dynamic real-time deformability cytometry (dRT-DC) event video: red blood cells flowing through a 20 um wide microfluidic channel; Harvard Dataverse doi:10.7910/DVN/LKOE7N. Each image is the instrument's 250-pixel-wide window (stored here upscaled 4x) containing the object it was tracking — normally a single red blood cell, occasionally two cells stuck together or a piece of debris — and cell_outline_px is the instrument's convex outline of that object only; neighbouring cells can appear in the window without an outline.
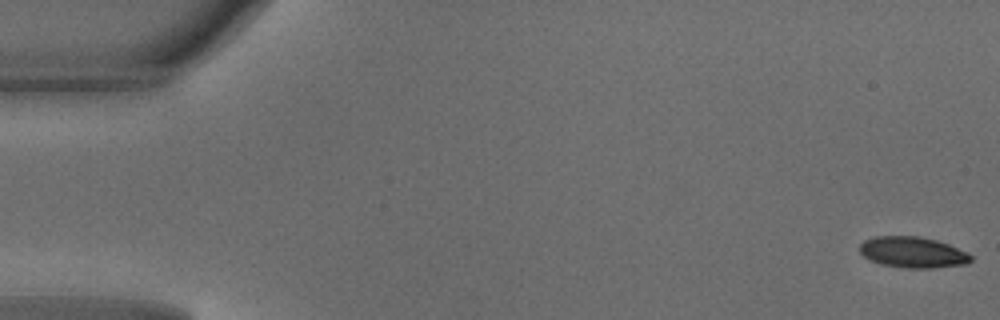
{"species": "common noctule bat (a hibernating species)", "species_latin": "Nyctalus noctula", "temperature_condition": "warm", "stored_images_in_passage": 24, "camera_frame_rate_fps": 3000, "um_per_image_px": 0.085, "animal": {"sex": "male", "body_mass_g": 18.8}, "frame": {"image": 1, "passage_image": 1, "time_ms": 0.0, "image_size_px": [1000, 320], "cell_outline_px": [[972, 260], [968, 264], [932, 268], [904, 268], [880, 264], [864, 256], [860, 252], [860, 244], [864, 240], [872, 236], [920, 236], [936, 240], [948, 244], [968, 252], [972, 256]], "centroid_in_image_um": [77.6, 21.44], "position_along_channel_um": 7.4, "area_um2": 20.23}}
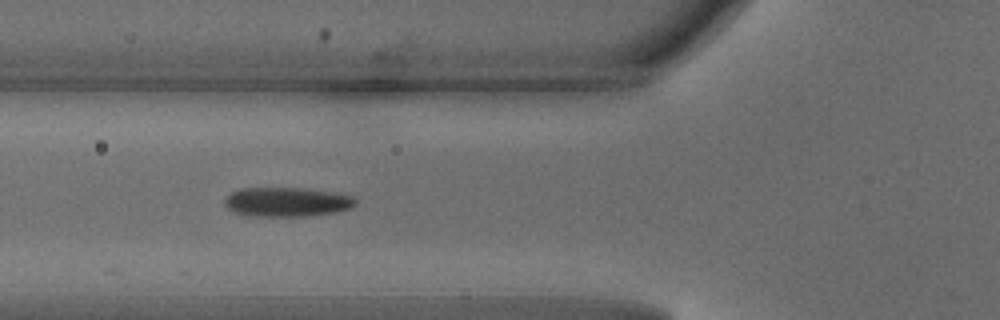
{"frame": {"image": 2, "passage_image": 18, "time_ms": 5.667, "image_size_px": [1000, 320], "cell_outline_px": [[356, 204], [352, 208], [336, 212], [308, 216], [248, 216], [232, 212], [224, 204], [224, 200], [232, 192], [240, 188], [300, 188], [328, 192], [352, 196], [356, 200]], "centroid_in_image_um": [24.35, 17.18], "position_along_channel_um": 101.4, "area_um2": 22.31}}
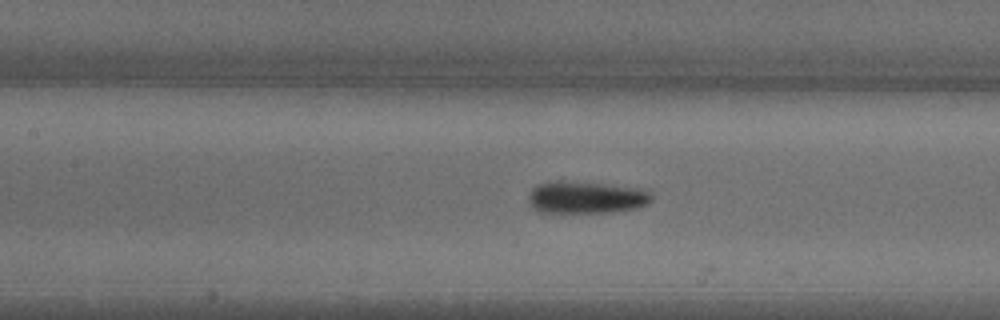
{"frame": {"image": 3, "passage_image": 22, "time_ms": 7.0, "image_size_px": [1000, 320], "cell_outline_px": [[652, 200], [648, 204], [640, 208], [608, 212], [560, 216], [540, 212], [532, 208], [528, 200], [528, 196], [532, 188], [536, 184], [548, 180], [564, 180], [648, 188], [652, 192]], "centroid_in_image_um": [49.79, 16.8], "position_along_channel_um": 157.6, "area_um2": 24.8}}